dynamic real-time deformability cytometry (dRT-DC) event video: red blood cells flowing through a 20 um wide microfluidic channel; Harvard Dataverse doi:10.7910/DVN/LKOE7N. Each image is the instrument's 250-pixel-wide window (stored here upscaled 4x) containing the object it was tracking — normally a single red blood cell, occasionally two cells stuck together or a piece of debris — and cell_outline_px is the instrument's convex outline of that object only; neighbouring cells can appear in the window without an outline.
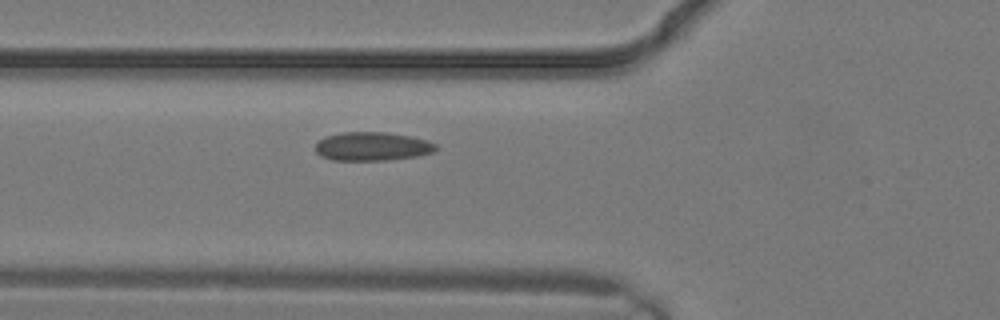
{"species": "common noctule bat (a hibernating species)", "species_latin": "Nyctalus noctula", "temperature_condition": "warm", "stored_images_in_passage": 4, "camera_frame_rate_fps": 3000, "um_per_image_px": 0.085, "animal": {"sex": "male", "body_mass_g": 19.2, "forearm_length_mm": 51.8}, "frame": {"image": 1, "passage_image": 3, "time_ms": 0.667, "image_size_px": [1000, 320], "cell_outline_px": [[436, 148], [432, 152], [416, 156], [388, 160], [332, 160], [320, 156], [316, 152], [316, 140], [324, 136], [340, 132], [384, 132], [412, 136], [428, 140], [436, 144]], "centroid_in_image_um": [31.59, 12.43], "position_along_channel_um": 94.2, "area_um2": 20.29}}